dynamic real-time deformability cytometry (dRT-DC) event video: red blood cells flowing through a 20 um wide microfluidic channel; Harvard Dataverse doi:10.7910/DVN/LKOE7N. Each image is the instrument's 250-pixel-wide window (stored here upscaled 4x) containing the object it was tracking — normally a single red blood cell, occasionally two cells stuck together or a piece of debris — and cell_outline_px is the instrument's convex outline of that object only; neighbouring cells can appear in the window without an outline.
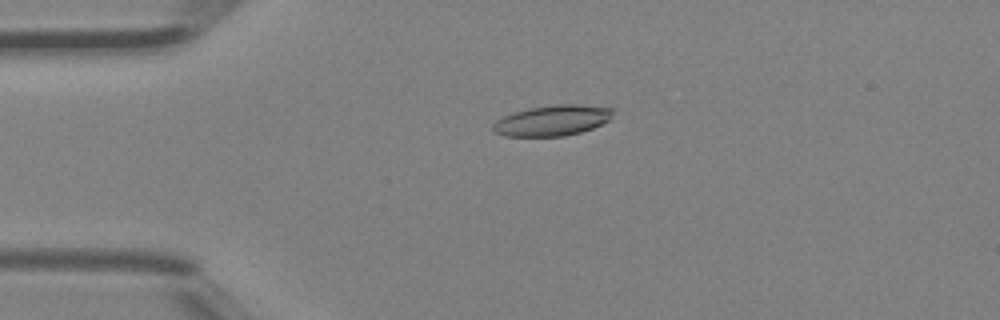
{"species": "Egyptian fruit bat (a non-hibernating species)", "species_latin": "Rousettus aegyptiacus", "temperature_condition": "room temperature", "stored_images_in_passage": 46, "camera_frame_rate_fps": 3000, "um_per_image_px": 0.085, "animal": {"sex": "female"}, "frame": {"image": 1, "passage_image": 11, "time_ms": 3.333, "image_size_px": [1000, 320], "cell_outline_px": [[616, 108], [612, 116], [608, 120], [592, 128], [580, 132], [564, 136], [504, 136], [492, 132], [492, 124], [496, 120], [512, 112], [528, 108], [556, 104], [580, 104]], "centroid_in_image_um": [46.93, 10.23], "position_along_channel_um": 38.1, "area_um2": 21.62}}
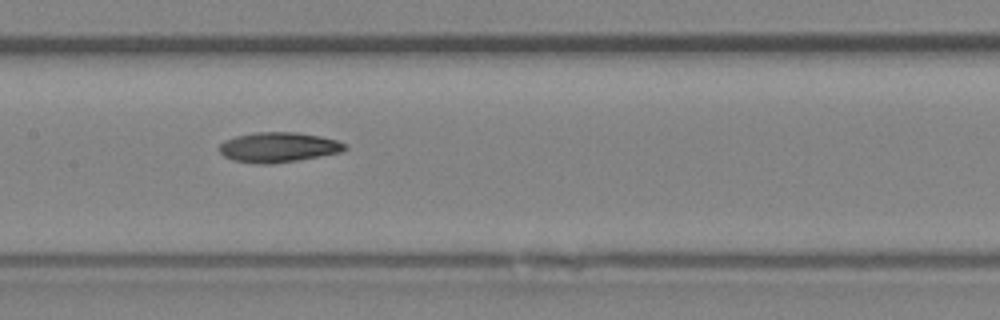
{"frame": {"image": 2, "passage_image": 23, "time_ms": 7.333, "image_size_px": [1000, 320], "cell_outline_px": [[348, 148], [340, 152], [296, 160], [272, 164], [256, 164], [232, 160], [224, 156], [220, 152], [220, 144], [224, 140], [236, 136], [256, 132], [296, 132], [320, 136], [336, 140], [348, 144]], "centroid_in_image_um": [23.65, 12.51], "position_along_channel_um": 183.7, "area_um2": 21.91}}
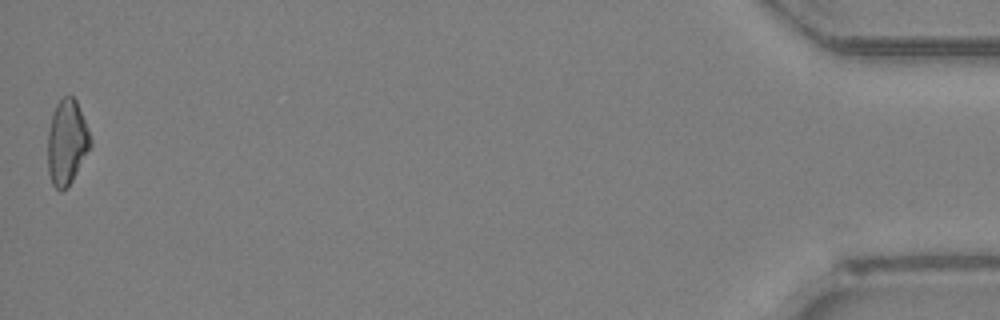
{"frame": {"image": 3, "passage_image": 46, "time_ms": 15.0, "image_size_px": [1000, 320], "cell_outline_px": [[92, 144], [72, 180], [60, 192], [52, 184], [48, 172], [48, 132], [52, 112], [56, 104], [64, 96], [72, 96], [76, 100], [92, 140]], "centroid_in_image_um": [5.67, 12.08], "position_along_channel_um": 429.5, "area_um2": 20.87}, "authors_computed_cell_mechanics": {"area_um2": 21.4438, "velocity_mm_per_s": 4.4809, "shape_relaxation_time_tau1_ms": 5.7494, "shape_relaxation_time_tau2_ms": null, "deformation_change_tau1": 0.1353, "deformation_change_tau2": null}}